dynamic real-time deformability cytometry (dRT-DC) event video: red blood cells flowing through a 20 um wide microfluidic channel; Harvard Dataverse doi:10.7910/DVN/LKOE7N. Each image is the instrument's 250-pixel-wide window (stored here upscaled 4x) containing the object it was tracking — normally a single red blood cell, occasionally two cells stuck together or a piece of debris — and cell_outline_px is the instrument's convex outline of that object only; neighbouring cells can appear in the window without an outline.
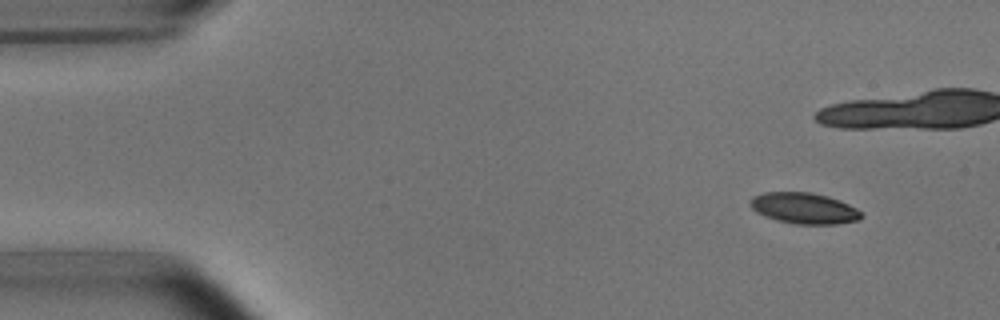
{"species": "common noctule bat (a hibernating species)", "species_latin": "Nyctalus noctula", "temperature_condition": "room temperature", "stored_images_in_passage": 7, "camera_frame_rate_fps": 3000, "um_per_image_px": 0.085, "animal": {"sex": "male", "body_mass_g": 15.6}, "frame": {"image": 1, "passage_image": 1, "time_ms": 0.0, "image_size_px": [1000, 320], "cell_outline_px": [[864, 216], [860, 220], [836, 224], [796, 224], [776, 220], [764, 216], [756, 212], [752, 208], [752, 196], [764, 192], [808, 192], [840, 200], [856, 208]], "centroid_in_image_um": [68.36, 17.71], "position_along_channel_um": 16.6, "area_um2": 19.94}}